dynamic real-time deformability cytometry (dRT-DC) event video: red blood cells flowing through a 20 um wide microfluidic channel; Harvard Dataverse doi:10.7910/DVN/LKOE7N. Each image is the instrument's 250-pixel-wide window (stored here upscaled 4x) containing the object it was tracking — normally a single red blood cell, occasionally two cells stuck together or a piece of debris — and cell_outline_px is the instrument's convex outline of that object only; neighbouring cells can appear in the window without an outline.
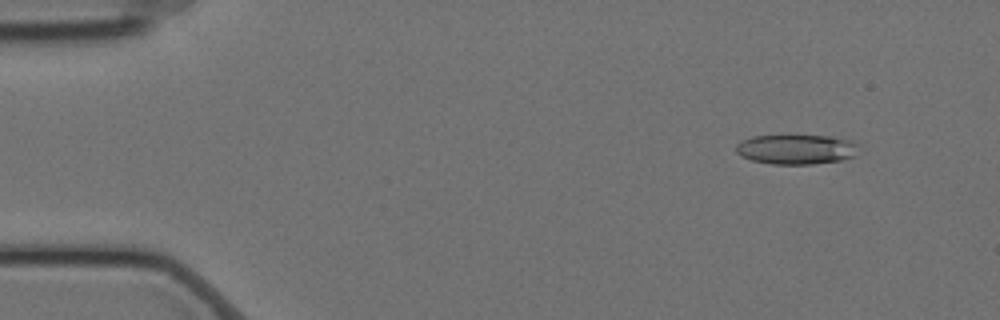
{"species": "Egyptian fruit bat (a non-hibernating species)", "species_latin": "Rousettus aegyptiacus", "temperature_condition": "cold", "stored_images_in_passage": 58, "camera_frame_rate_fps": 3000, "um_per_image_px": 0.085, "animal": {"sex": "female"}, "frame": {"image": 1, "passage_image": 6, "time_ms": 1.667, "image_size_px": [1000, 320], "cell_outline_px": [[856, 156], [840, 160], [812, 164], [772, 164], [752, 160], [740, 156], [736, 152], [736, 144], [752, 136], [832, 136], [852, 140]], "centroid_in_image_um": [67.64, 12.7], "position_along_channel_um": 17.4, "area_um2": 20.98}}
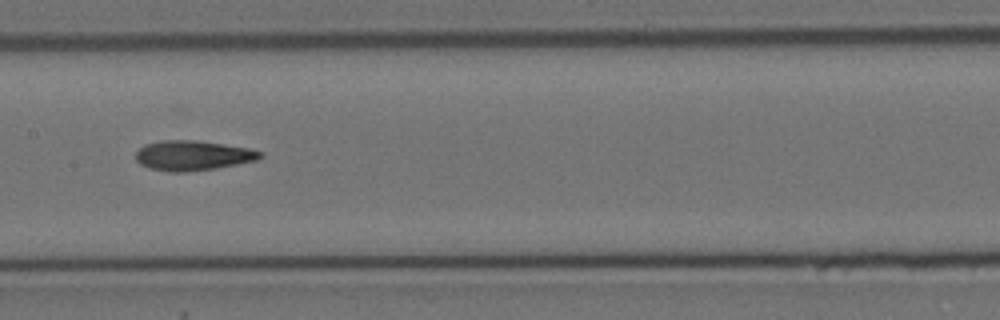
{"frame": {"image": 2, "passage_image": 29, "time_ms": 9.333, "image_size_px": [1000, 320], "cell_outline_px": [[264, 156], [256, 160], [216, 168], [184, 172], [168, 172], [148, 168], [140, 164], [136, 160], [136, 152], [144, 144], [160, 140], [196, 140], [224, 144], [248, 148], [264, 152]], "centroid_in_image_um": [16.37, 13.21], "position_along_channel_um": 191.0, "area_um2": 21.79}}
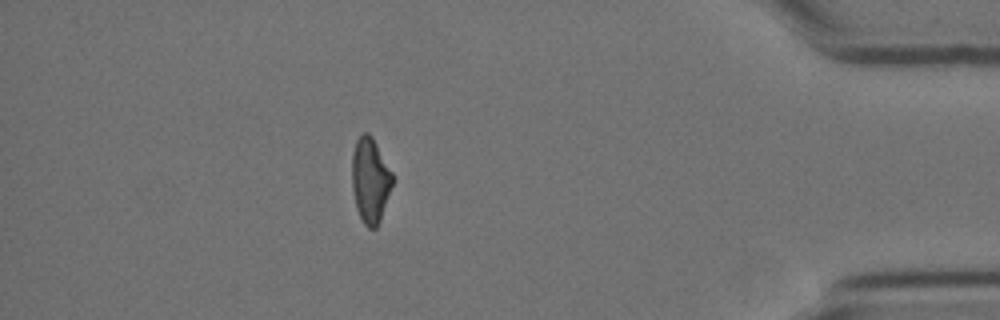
{"frame": {"image": 3, "passage_image": 51, "time_ms": 16.667, "image_size_px": [1000, 320], "cell_outline_px": [[392, 184], [380, 220], [376, 228], [368, 228], [364, 224], [356, 208], [352, 188], [352, 152], [356, 140], [364, 132], [368, 132], [372, 136], [392, 172]], "centroid_in_image_um": [31.45, 15.3], "position_along_channel_um": 403.8, "area_um2": 19.88}, "authors_computed_cell_mechanics": {"area_um2": 21.097, "velocity_mm_per_s": 3.5084, "shape_relaxation_time_tau1_ms": 9.606, "shape_relaxation_time_tau2_ms": 3.6473, "deformation_change_tau1": 0.245, "deformation_change_tau2": 0.1251}}